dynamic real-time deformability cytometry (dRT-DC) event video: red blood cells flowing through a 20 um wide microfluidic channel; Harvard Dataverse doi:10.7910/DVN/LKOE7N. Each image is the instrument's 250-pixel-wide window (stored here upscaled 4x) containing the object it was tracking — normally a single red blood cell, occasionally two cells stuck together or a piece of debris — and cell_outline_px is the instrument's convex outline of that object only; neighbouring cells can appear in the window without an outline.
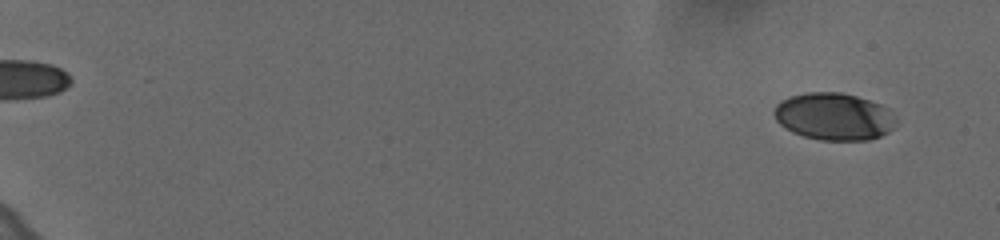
{"species": "human", "species_latin": "Homo sapiens", "temperature_condition": "cold", "stored_images_in_passage": 60, "camera_frame_rate_fps": 3000, "um_per_image_px": 0.085, "donor": {"sex": "female"}, "frame": {"image": 1, "passage_image": 4, "time_ms": 1.0, "image_size_px": [1000, 240], "cell_outline_px": [[896, 120], [892, 128], [888, 132], [880, 136], [868, 140], [820, 140], [804, 136], [792, 132], [780, 124], [776, 120], [772, 112], [776, 104], [780, 100], [792, 96], [808, 92], [844, 92], [880, 104], [888, 108], [896, 116]], "centroid_in_image_um": [70.88, 9.9], "position_along_channel_um": 14.1, "area_um2": 33.7}}
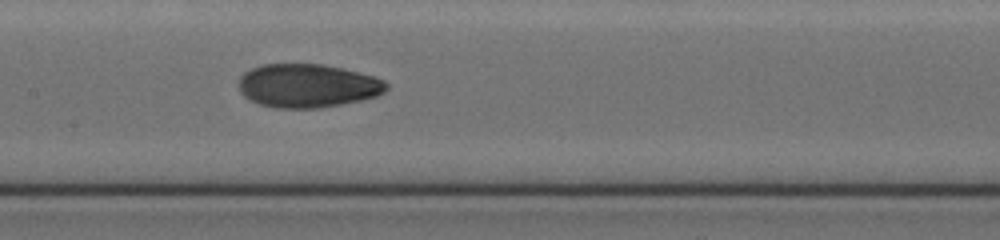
{"frame": {"image": 2, "passage_image": 34, "time_ms": 11.0, "image_size_px": [1000, 240], "cell_outline_px": [[388, 88], [384, 92], [376, 96], [360, 100], [320, 108], [276, 108], [260, 104], [248, 100], [240, 92], [236, 84], [240, 76], [244, 72], [260, 64], [324, 64], [372, 76], [384, 80], [388, 84]], "centroid_in_image_um": [26.08, 7.29], "position_along_channel_um": 181.3, "area_um2": 37.63}}
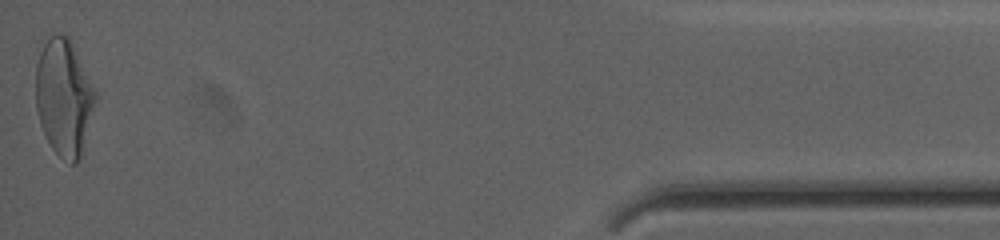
{"frame": {"image": 3, "passage_image": 60, "time_ms": 19.667, "image_size_px": [1000, 240], "cell_outline_px": [[96, 100], [80, 156], [76, 164], [72, 164], [60, 156], [52, 148], [40, 124], [36, 108], [36, 64], [40, 52], [44, 44], [52, 32], [60, 32], [68, 36], [96, 92]], "centroid_in_image_um": [5.41, 8.23], "position_along_channel_um": 429.8, "area_um2": 39.94}, "authors_computed_cell_mechanics": {"area_um2": 36.1828, "velocity_mm_per_s": 3.6464, "shape_relaxation_time_tau1_ms": 5.2185, "shape_relaxation_time_tau2_ms": 1.8647, "deformation_change_tau1": 0.1695, "deformation_change_tau2": 0.0661}}